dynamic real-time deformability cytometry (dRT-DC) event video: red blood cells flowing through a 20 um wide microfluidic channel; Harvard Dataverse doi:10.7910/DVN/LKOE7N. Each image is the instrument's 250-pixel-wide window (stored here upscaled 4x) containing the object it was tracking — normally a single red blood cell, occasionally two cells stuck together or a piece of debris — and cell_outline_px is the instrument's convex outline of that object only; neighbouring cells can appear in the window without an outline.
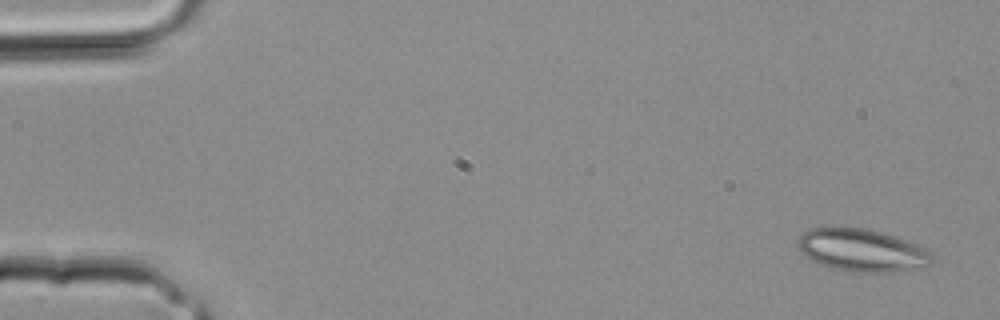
{"species": "common noctule bat (a hibernating species)", "species_latin": "Nyctalus noctula", "temperature_condition": "room temperature", "stored_images_in_passage": 4, "camera_frame_rate_fps": 3000, "um_per_image_px": 0.085, "animal": {"sex": "male", "body_mass_g": 20.4}, "frame": {"image": 1, "passage_image": 1, "time_ms": 0.0, "image_size_px": [1000, 320], "cell_outline_px": [[936, 260], [932, 264], [924, 268], [892, 272], [860, 272], [832, 268], [812, 260], [800, 252], [800, 236], [804, 232], [812, 228], [864, 228], [880, 232], [928, 248], [936, 256]], "centroid_in_image_um": [73.39, 21.3], "position_along_channel_um": 11.6, "area_um2": 33.12}}